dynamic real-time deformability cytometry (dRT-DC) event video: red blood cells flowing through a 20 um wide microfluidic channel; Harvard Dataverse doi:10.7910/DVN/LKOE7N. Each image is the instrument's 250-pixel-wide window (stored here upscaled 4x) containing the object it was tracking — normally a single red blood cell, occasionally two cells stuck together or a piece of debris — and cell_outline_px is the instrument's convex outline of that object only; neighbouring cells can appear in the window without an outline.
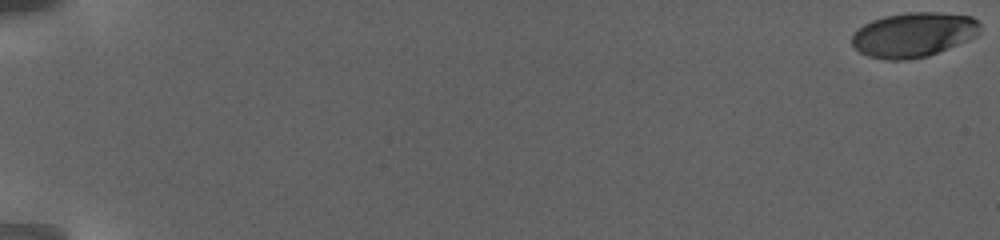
{"species": "human", "species_latin": "Homo sapiens", "temperature_condition": "warm", "stored_images_in_passage": 52, "camera_frame_rate_fps": 3000, "um_per_image_px": 0.085, "donor": {"sex": "female"}, "frame": {"image": 1, "passage_image": 1, "time_ms": 0.0, "image_size_px": [1000, 240], "cell_outline_px": [[980, 32], [976, 36], [968, 40], [928, 56], [908, 60], [888, 60], [868, 56], [860, 52], [852, 44], [852, 36], [864, 24], [872, 20], [884, 16], [908, 12], [940, 12], [972, 16], [980, 24]], "centroid_in_image_um": [77.67, 2.95], "position_along_channel_um": 7.3, "area_um2": 33.35}}
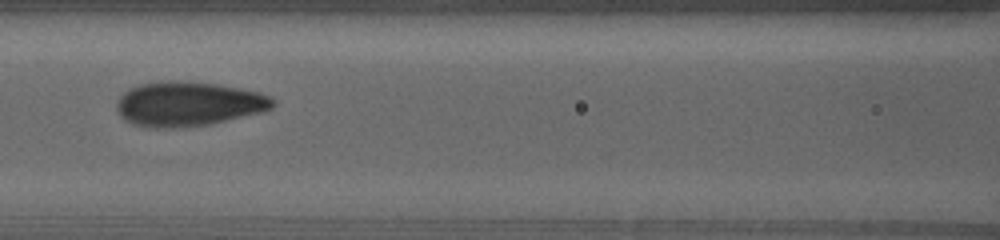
{"frame": {"image": 2, "passage_image": 30, "time_ms": 12.667, "image_size_px": [1000, 240], "cell_outline_px": [[276, 104], [272, 108], [260, 112], [208, 124], [164, 128], [152, 128], [132, 124], [124, 120], [120, 116], [116, 108], [116, 104], [120, 96], [124, 92], [140, 84], [160, 80], [180, 80], [216, 84], [240, 88], [260, 92], [272, 96], [276, 100]], "centroid_in_image_um": [16.0, 8.81], "position_along_channel_um": 150.6, "area_um2": 40.58}}
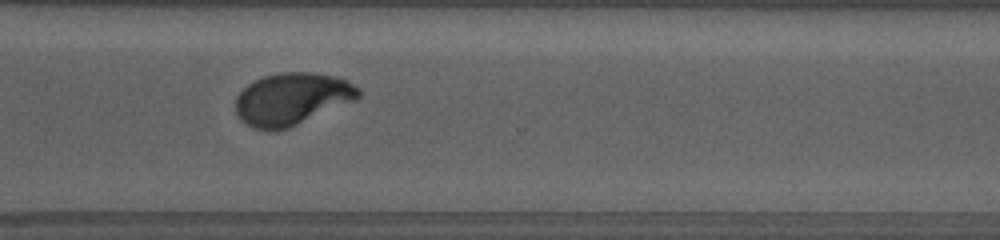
{"frame": {"image": 3, "passage_image": 42, "time_ms": 19.667, "image_size_px": [1000, 240], "cell_outline_px": [[360, 96], [356, 100], [288, 128], [276, 132], [272, 132], [252, 128], [240, 120], [236, 112], [236, 96], [248, 84], [264, 76], [280, 72], [312, 72], [332, 76], [344, 80], [360, 88]], "centroid_in_image_um": [24.78, 8.43], "position_along_channel_um": 345.8, "area_um2": 37.4}, "authors_computed_cell_mechanics": {"area_um2": 35.7204, "velocity_mm_per_s": 2.7929, "shape_relaxation_time_tau1_ms": 4.6659, "shape_relaxation_time_tau2_ms": null, "deformation_change_tau1": 0.2149, "deformation_change_tau2": null}}